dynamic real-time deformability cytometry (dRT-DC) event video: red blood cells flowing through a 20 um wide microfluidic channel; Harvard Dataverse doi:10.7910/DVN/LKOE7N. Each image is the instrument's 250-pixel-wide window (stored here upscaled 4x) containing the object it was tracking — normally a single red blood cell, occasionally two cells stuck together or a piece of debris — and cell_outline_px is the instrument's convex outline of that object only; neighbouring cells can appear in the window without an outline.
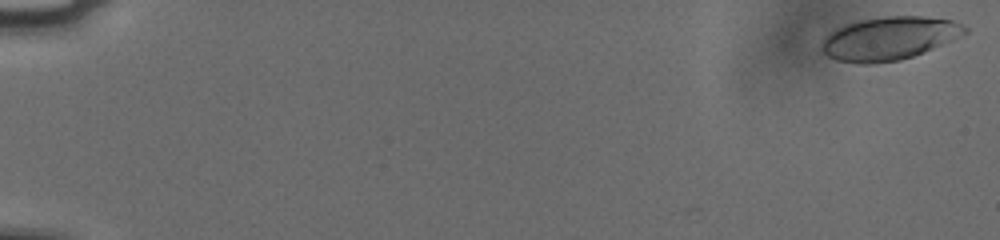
{"species": "human", "species_latin": "Homo sapiens", "temperature_condition": "cold", "stored_images_in_passage": 22, "camera_frame_rate_fps": 3000, "um_per_image_px": 0.085, "donor": {"sex": "male"}, "frame": {"image": 1, "passage_image": 1, "time_ms": 0.0, "image_size_px": [1000, 240], "cell_outline_px": [[968, 32], [924, 52], [900, 60], [872, 64], [860, 64], [836, 60], [828, 56], [820, 48], [820, 44], [824, 36], [836, 28], [844, 24], [860, 20], [884, 16], [924, 16], [952, 20], [968, 28]], "centroid_in_image_um": [75.52, 3.26], "position_along_channel_um": 9.5, "area_um2": 36.13}}
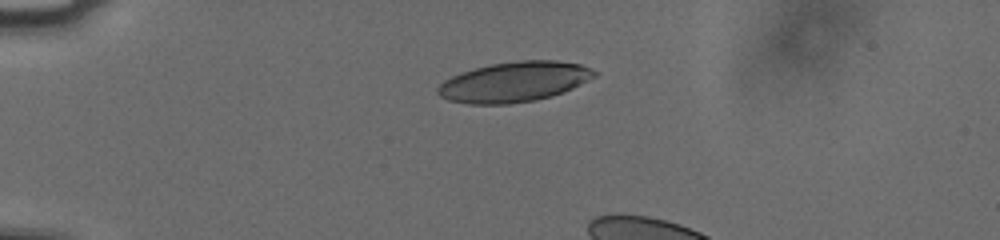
{"frame": {"image": 2, "passage_image": 15, "time_ms": 4.667, "image_size_px": [1000, 240], "cell_outline_px": [[596, 76], [572, 88], [552, 96], [536, 100], [508, 104], [468, 104], [448, 100], [440, 96], [436, 92], [436, 88], [444, 80], [452, 76], [476, 68], [492, 64], [520, 60], [556, 60], [580, 64], [596, 72]], "centroid_in_image_um": [43.68, 6.96], "position_along_channel_um": 41.3, "area_um2": 36.41}}